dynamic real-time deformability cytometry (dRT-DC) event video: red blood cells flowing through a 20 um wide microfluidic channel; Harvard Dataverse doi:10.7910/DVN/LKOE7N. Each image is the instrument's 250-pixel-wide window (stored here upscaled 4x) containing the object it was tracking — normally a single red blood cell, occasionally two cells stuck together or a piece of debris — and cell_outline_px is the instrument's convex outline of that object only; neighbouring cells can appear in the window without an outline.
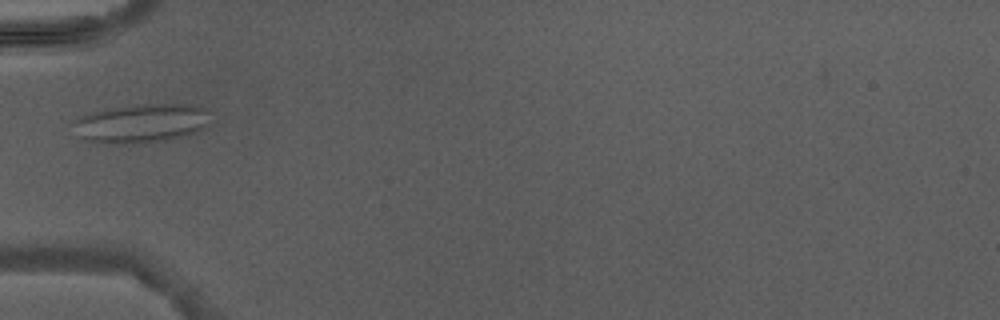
{"species": "Egyptian fruit bat (a non-hibernating species)", "species_latin": "Rousettus aegyptiacus", "temperature_condition": "warm", "stored_images_in_passage": 1, "camera_frame_rate_fps": 3000, "um_per_image_px": 0.085, "animal": {"sex": "male"}, "frame": {"image": 1, "passage_image": 1, "time_ms": 0.0, "image_size_px": [1000, 320], "cell_outline_px": [[212, 120], [204, 128], [196, 132], [164, 140], [124, 144], [84, 140], [64, 124], [80, 116], [92, 112], [112, 108], [148, 104], [200, 104], [212, 112]], "centroid_in_image_um": [12.0, 10.46], "position_along_channel_um": 73.0, "area_um2": 31.62}}